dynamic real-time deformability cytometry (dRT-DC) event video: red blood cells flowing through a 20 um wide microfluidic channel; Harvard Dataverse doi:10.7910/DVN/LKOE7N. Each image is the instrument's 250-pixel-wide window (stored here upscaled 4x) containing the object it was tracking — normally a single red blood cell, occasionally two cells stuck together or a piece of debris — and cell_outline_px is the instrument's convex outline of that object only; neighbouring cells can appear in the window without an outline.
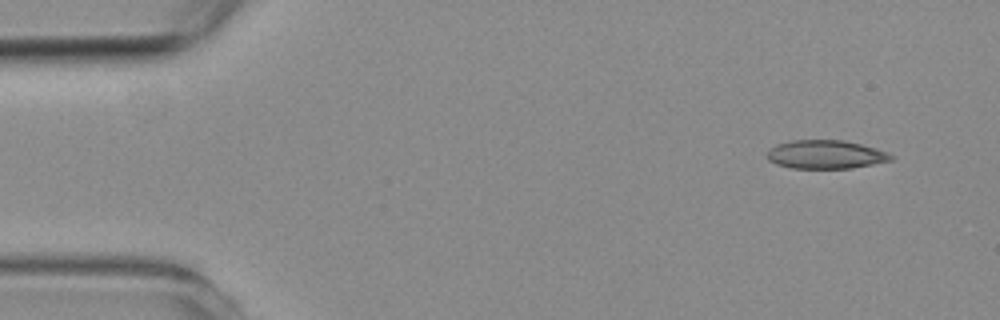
{"species": "common noctule bat (a hibernating species)", "species_latin": "Nyctalus noctula", "temperature_condition": "room temperature", "stored_images_in_passage": 5, "segment_of_instrument_passage": [1, 2], "camera_frame_rate_fps": 3000, "um_per_image_px": 0.085, "animal": {"sex": "female", "body_mass_g": 19.3, "forearm_length_mm": 54.1}, "frame": {"image": 1, "passage_image": 1, "time_ms": 0.0, "image_size_px": [1000, 320], "cell_outline_px": [[896, 156], [892, 160], [852, 168], [792, 168], [776, 164], [768, 160], [764, 156], [768, 148], [776, 144], [788, 140], [844, 140], [876, 148], [888, 152]], "centroid_in_image_um": [70.14, 13.12], "position_along_channel_um": 14.9, "area_um2": 20.92}}
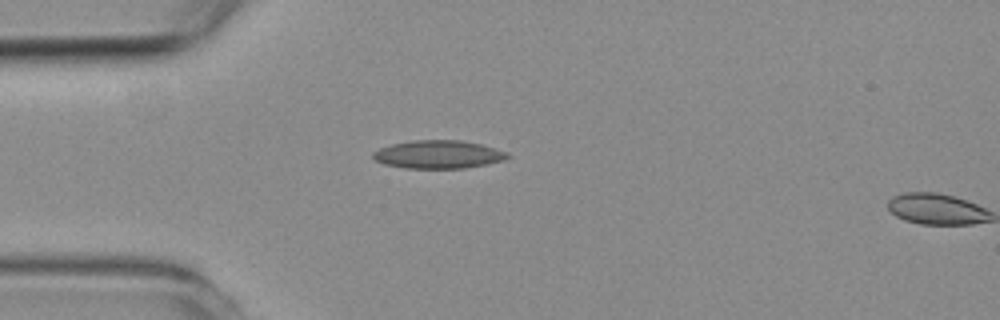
{"frame": {"image": 2, "passage_image": 4, "time_ms": 3.333, "image_size_px": [1000, 320], "cell_outline_px": [[512, 156], [504, 160], [464, 168], [404, 168], [384, 164], [376, 160], [372, 156], [372, 152], [380, 148], [392, 144], [412, 140], [460, 140], [480, 144], [508, 152]], "centroid_in_image_um": [37.25, 13.12], "position_along_channel_um": 47.7, "area_um2": 21.96}}